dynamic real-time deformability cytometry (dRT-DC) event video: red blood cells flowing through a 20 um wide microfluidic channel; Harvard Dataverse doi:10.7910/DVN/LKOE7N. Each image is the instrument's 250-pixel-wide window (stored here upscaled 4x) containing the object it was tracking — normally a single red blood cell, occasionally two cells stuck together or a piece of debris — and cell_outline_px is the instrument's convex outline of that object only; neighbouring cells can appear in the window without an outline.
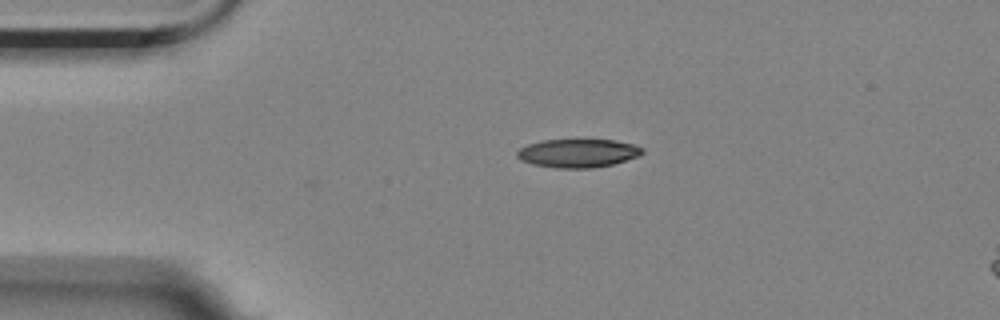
{"species": "Egyptian fruit bat (a non-hibernating species)", "species_latin": "Rousettus aegyptiacus", "temperature_condition": "room temperature", "stored_images_in_passage": 3, "segment_of_instrument_passage": [1, 2], "camera_frame_rate_fps": 3000, "um_per_image_px": 0.085, "animal": {"sex": "female"}, "frame": {"image": 1, "passage_image": 1, "time_ms": 0.0, "image_size_px": [1000, 320], "cell_outline_px": [[644, 152], [640, 156], [612, 164], [592, 168], [556, 168], [532, 164], [520, 160], [516, 156], [516, 152], [520, 148], [528, 144], [544, 140], [616, 140], [636, 144], [644, 148]], "centroid_in_image_um": [49.15, 13.02], "position_along_channel_um": 35.9, "area_um2": 20.92}}